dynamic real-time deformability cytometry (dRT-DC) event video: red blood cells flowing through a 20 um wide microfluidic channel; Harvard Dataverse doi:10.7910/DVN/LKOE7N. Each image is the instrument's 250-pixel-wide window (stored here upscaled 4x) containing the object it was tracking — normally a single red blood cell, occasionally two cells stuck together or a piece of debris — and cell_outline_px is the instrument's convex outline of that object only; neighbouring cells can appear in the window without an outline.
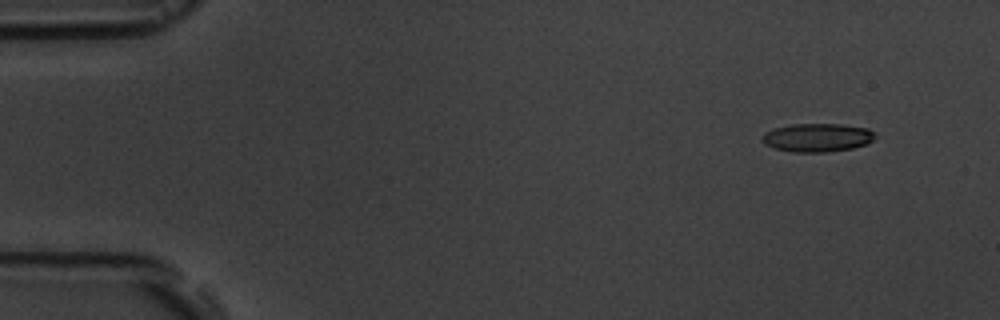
{"species": "common noctule bat (a hibernating species)", "species_latin": "Nyctalus noctula", "temperature_condition": "room temperature", "stored_images_in_passage": 5, "camera_frame_rate_fps": 3000, "um_per_image_px": 0.085, "animal": {"sex": "male", "body_mass_g": 19.5, "forearm_length_mm": 54.6}, "frame": {"image": 1, "passage_image": 1, "time_ms": 0.0, "image_size_px": [1000, 320], "cell_outline_px": [[876, 136], [868, 144], [852, 148], [828, 152], [792, 152], [772, 148], [764, 144], [760, 140], [764, 132], [776, 128], [792, 124], [844, 124], [868, 128], [876, 132]], "centroid_in_image_um": [69.48, 11.69], "position_along_channel_um": 15.5, "area_um2": 19.02}}
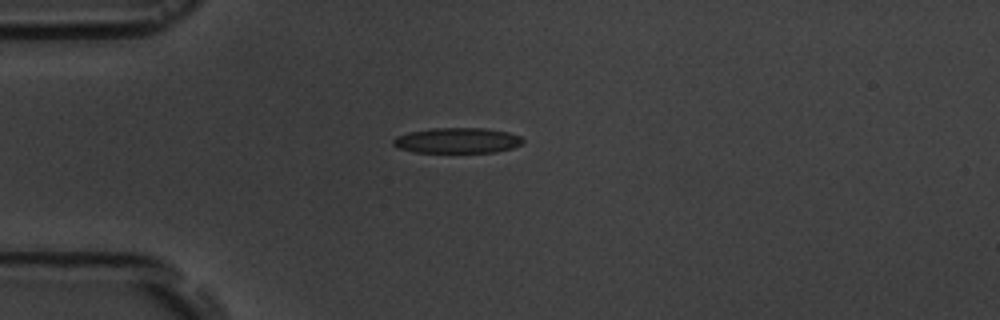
{"frame": {"image": 2, "passage_image": 3, "time_ms": 3.333, "image_size_px": [1000, 320], "cell_outline_px": [[524, 140], [520, 144], [512, 148], [496, 152], [416, 152], [396, 148], [392, 144], [392, 140], [396, 136], [408, 132], [432, 128], [484, 128], [508, 132], [520, 136]], "centroid_in_image_um": [38.83, 11.94], "position_along_channel_um": 46.2, "area_um2": 19.25}}
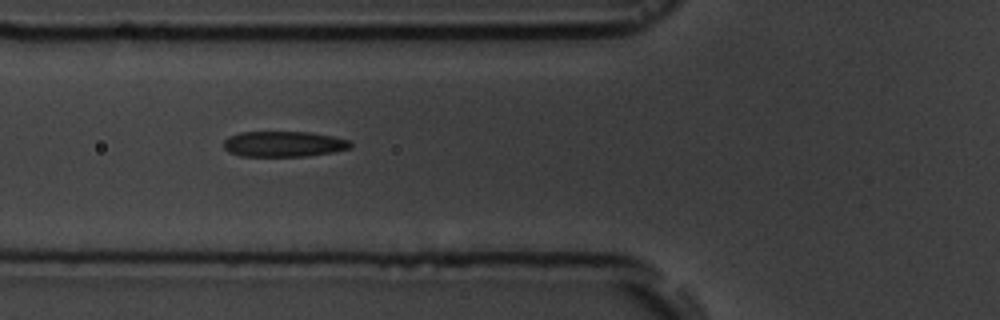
{"frame": {"image": 3, "passage_image": 5, "time_ms": 5.333, "image_size_px": [1000, 320], "cell_outline_px": [[352, 148], [332, 152], [308, 156], [240, 156], [228, 152], [224, 148], [224, 140], [228, 136], [240, 132], [308, 132], [332, 136], [348, 140], [352, 144]], "centroid_in_image_um": [24.09, 12.24], "position_along_channel_um": 101.7, "area_um2": 18.96}}